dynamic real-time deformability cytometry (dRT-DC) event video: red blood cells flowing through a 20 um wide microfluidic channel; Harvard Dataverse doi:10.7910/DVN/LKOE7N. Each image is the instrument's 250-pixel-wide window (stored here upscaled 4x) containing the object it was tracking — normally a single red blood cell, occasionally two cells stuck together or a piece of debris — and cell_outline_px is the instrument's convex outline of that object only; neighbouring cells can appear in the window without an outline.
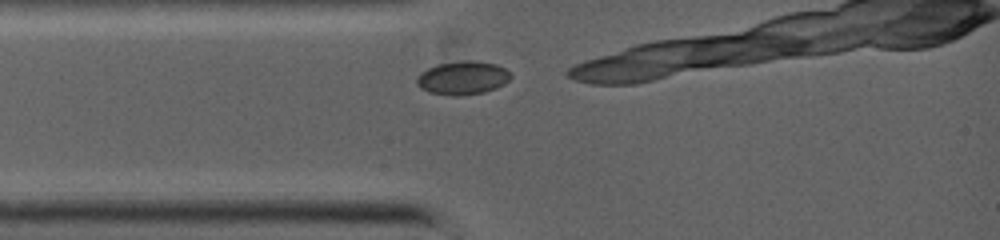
{"species": "common noctule bat (a hibernating species)", "species_latin": "Nyctalus noctula", "temperature_condition": "warm", "stored_images_in_passage": 4, "camera_frame_rate_fps": 5000, "um_per_image_px": 0.085, "animal": {"sex": "female", "body_mass_g": 19.0, "forearm_length_mm": 53.3}, "frame": {"image": 1, "passage_image": 1, "time_ms": 0.0, "image_size_px": [1000, 240], "cell_outline_px": [[512, 76], [504, 84], [496, 88], [484, 92], [460, 96], [452, 96], [428, 92], [420, 88], [416, 84], [416, 76], [420, 72], [436, 64], [464, 60], [476, 60], [496, 64], [504, 68]], "centroid_in_image_um": [39.29, 6.62], "position_along_channel_um": 45.7, "area_um2": 18.55}}